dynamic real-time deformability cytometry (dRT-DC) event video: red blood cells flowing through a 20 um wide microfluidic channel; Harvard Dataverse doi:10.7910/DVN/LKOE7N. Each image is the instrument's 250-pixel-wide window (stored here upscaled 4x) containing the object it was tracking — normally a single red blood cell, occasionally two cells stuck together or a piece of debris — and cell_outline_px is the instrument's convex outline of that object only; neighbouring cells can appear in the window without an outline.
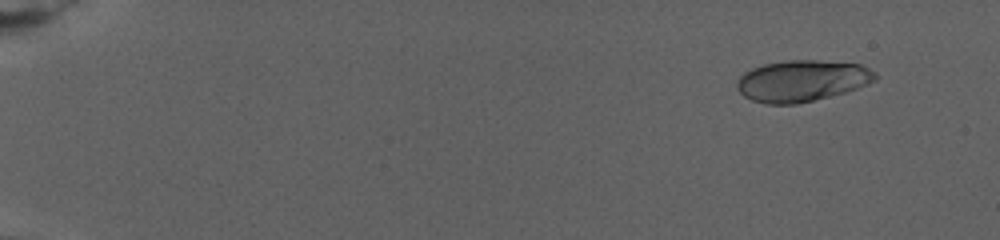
{"species": "human", "species_latin": "Homo sapiens", "temperature_condition": "warm", "stored_images_in_passage": 13, "camera_frame_rate_fps": 3000, "um_per_image_px": 0.085, "donor": {"sex": "female"}, "frame": {"image": 1, "passage_image": 3, "time_ms": 2.333, "image_size_px": [1000, 240], "cell_outline_px": [[876, 80], [868, 84], [844, 92], [796, 104], [768, 104], [752, 100], [744, 96], [736, 88], [736, 84], [740, 76], [744, 72], [752, 68], [764, 64], [784, 60], [816, 60], [860, 64], [876, 72]], "centroid_in_image_um": [68.14, 6.86], "position_along_channel_um": 16.9, "area_um2": 33.18}}
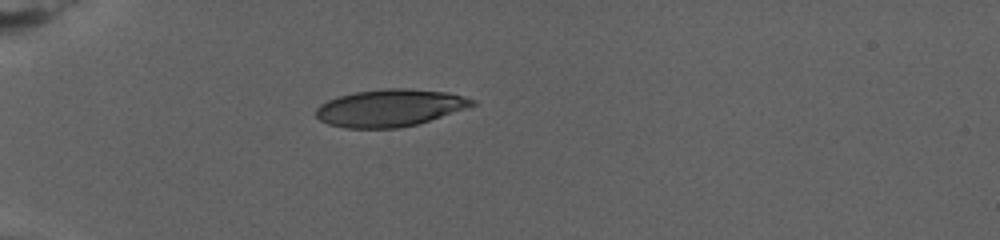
{"frame": {"image": 2, "passage_image": 9, "time_ms": 8.667, "image_size_px": [1000, 240], "cell_outline_px": [[476, 104], [416, 124], [400, 128], [344, 128], [328, 124], [320, 120], [316, 116], [316, 108], [320, 104], [336, 96], [356, 92], [384, 88], [408, 88], [448, 92], [476, 100]], "centroid_in_image_um": [33.08, 9.16], "position_along_channel_um": 51.9, "area_um2": 33.7}}
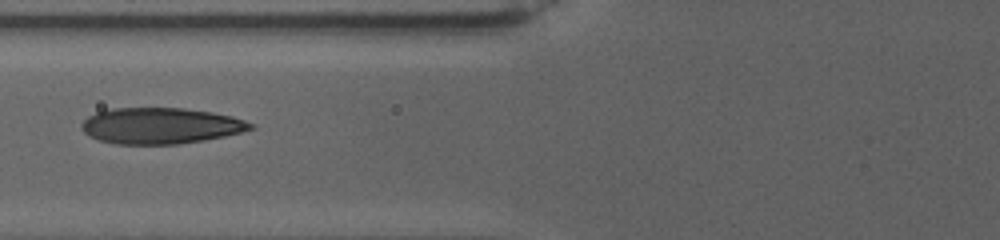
{"frame": {"image": 3, "passage_image": 12, "time_ms": 12.0, "image_size_px": [1000, 240], "cell_outline_px": [[256, 128], [224, 136], [204, 140], [176, 144], [116, 144], [100, 140], [88, 136], [80, 128], [80, 124], [88, 116], [96, 112], [112, 108], [184, 108], [212, 112], [232, 116], [244, 120], [252, 124]], "centroid_in_image_um": [13.62, 10.68], "position_along_channel_um": 112.2, "area_um2": 35.55}}